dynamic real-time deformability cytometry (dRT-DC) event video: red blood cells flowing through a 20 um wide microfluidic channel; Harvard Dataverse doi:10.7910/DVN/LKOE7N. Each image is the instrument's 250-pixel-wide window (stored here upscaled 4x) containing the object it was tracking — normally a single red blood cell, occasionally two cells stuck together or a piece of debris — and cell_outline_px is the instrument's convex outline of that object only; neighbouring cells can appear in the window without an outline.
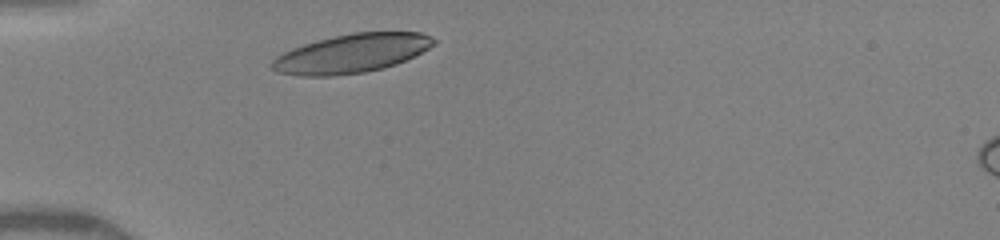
{"species": "human", "species_latin": "Homo sapiens", "temperature_condition": "warm", "stored_images_in_passage": 1, "camera_frame_rate_fps": 3000, "um_per_image_px": 0.085, "donor": {"sex": "female"}, "frame": {"image": 1, "passage_image": 1, "time_ms": 0.0, "image_size_px": [1000, 240], "cell_outline_px": [[436, 44], [396, 64], [384, 68], [364, 72], [332, 76], [300, 76], [276, 72], [268, 64], [276, 56], [292, 48], [316, 40], [352, 32], [420, 32], [432, 36], [436, 40]], "centroid_in_image_um": [29.85, 4.54], "position_along_channel_um": 55.2, "area_um2": 36.65}}